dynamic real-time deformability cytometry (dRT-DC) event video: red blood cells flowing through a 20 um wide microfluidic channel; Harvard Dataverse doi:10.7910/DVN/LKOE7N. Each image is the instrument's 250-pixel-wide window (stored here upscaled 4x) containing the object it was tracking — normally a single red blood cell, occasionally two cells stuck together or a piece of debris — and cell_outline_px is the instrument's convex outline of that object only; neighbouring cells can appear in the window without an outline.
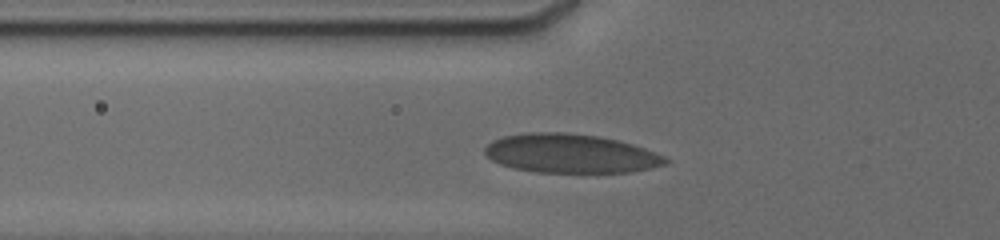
{"species": "human", "species_latin": "Homo sapiens", "temperature_condition": "cold", "stored_images_in_passage": 9, "camera_frame_rate_fps": 3000, "um_per_image_px": 0.085, "donor": {"sex": "male"}, "frame": {"image": 1, "passage_image": 4, "time_ms": 1.667, "image_size_px": [1000, 240], "cell_outline_px": [[668, 164], [632, 172], [536, 172], [512, 168], [500, 164], [492, 160], [484, 152], [484, 148], [492, 140], [504, 136], [528, 132], [564, 132], [600, 136], [632, 144], [644, 148], [664, 156], [668, 160]], "centroid_in_image_um": [48.48, 13.04], "position_along_channel_um": 77.3, "area_um2": 40.98}}
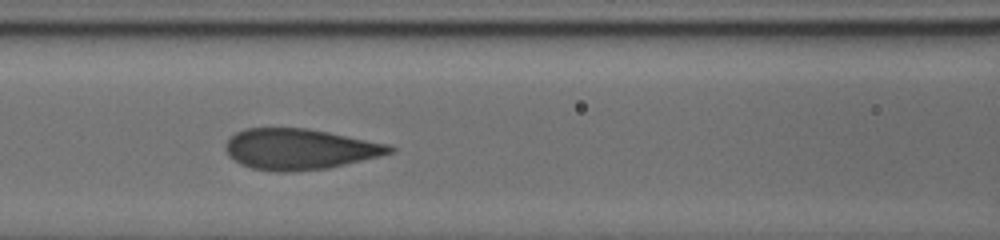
{"frame": {"image": 2, "passage_image": 6, "time_ms": 3.333, "image_size_px": [1000, 240], "cell_outline_px": [[396, 152], [380, 156], [328, 168], [288, 172], [280, 172], [252, 168], [240, 164], [232, 160], [228, 156], [224, 148], [228, 140], [236, 132], [244, 128], [304, 128], [328, 132], [388, 144], [396, 148]], "centroid_in_image_um": [25.45, 12.68], "position_along_channel_um": 141.1, "area_um2": 39.02}}
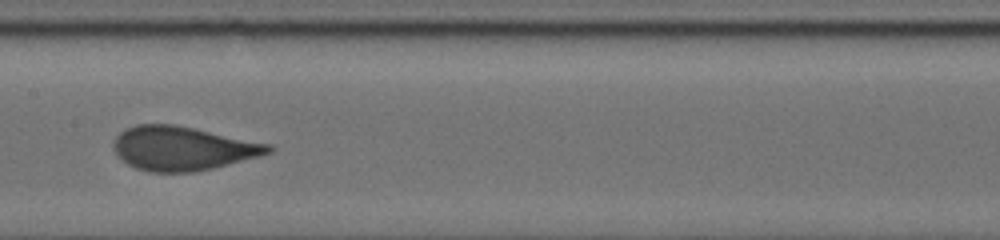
{"frame": {"image": 3, "passage_image": 8, "time_ms": 4.667, "image_size_px": [1000, 240], "cell_outline_px": [[276, 148], [272, 152], [260, 156], [212, 168], [192, 172], [148, 172], [136, 168], [128, 164], [116, 156], [112, 148], [112, 140], [124, 128], [136, 124], [176, 124], [272, 144]], "centroid_in_image_um": [15.5, 12.6], "position_along_channel_um": 191.9, "area_um2": 40.17}}